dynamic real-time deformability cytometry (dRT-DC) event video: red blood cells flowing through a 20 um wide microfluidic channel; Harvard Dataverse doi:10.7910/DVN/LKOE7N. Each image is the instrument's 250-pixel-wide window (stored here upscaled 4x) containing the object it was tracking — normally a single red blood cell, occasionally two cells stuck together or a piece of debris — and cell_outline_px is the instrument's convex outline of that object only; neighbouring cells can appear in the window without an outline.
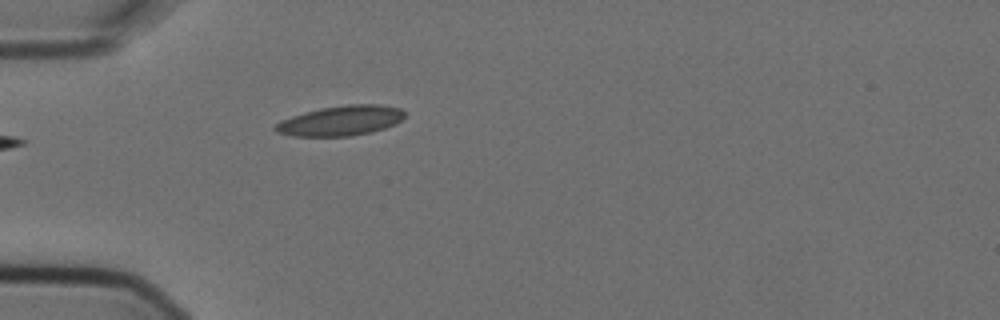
{"species": "Egyptian fruit bat (a non-hibernating species)", "species_latin": "Rousettus aegyptiacus", "temperature_condition": "cold", "stored_images_in_passage": 1, "camera_frame_rate_fps": 3000, "um_per_image_px": 0.085, "animal": {"sex": "female"}, "frame": {"image": 1, "passage_image": 1, "time_ms": 0.0, "image_size_px": [1000, 320], "cell_outline_px": [[404, 116], [396, 124], [372, 132], [352, 136], [292, 136], [276, 132], [272, 128], [280, 120], [304, 112], [320, 108], [348, 104], [380, 104], [400, 108], [404, 112]], "centroid_in_image_um": [28.95, 10.26], "position_along_channel_um": 56.1, "area_um2": 22.72}}